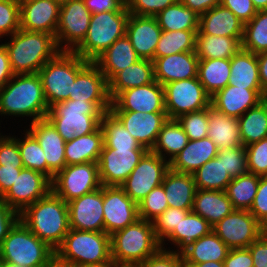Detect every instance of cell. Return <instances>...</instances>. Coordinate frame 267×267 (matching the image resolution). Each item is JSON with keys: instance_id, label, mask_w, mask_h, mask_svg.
Here are the masks:
<instances>
[{"instance_id": "obj_1", "label": "cell", "mask_w": 267, "mask_h": 267, "mask_svg": "<svg viewBox=\"0 0 267 267\" xmlns=\"http://www.w3.org/2000/svg\"><path fill=\"white\" fill-rule=\"evenodd\" d=\"M49 107L38 73L16 74L0 89V116L29 117L32 123L46 118ZM2 120H0V125ZM2 126H0L1 128Z\"/></svg>"}, {"instance_id": "obj_2", "label": "cell", "mask_w": 267, "mask_h": 267, "mask_svg": "<svg viewBox=\"0 0 267 267\" xmlns=\"http://www.w3.org/2000/svg\"><path fill=\"white\" fill-rule=\"evenodd\" d=\"M19 219L53 250L62 244L70 230L68 203L52 190L20 213Z\"/></svg>"}, {"instance_id": "obj_3", "label": "cell", "mask_w": 267, "mask_h": 267, "mask_svg": "<svg viewBox=\"0 0 267 267\" xmlns=\"http://www.w3.org/2000/svg\"><path fill=\"white\" fill-rule=\"evenodd\" d=\"M0 42L8 51L11 69L15 75L38 73L60 52L55 36L44 32L19 29L4 43Z\"/></svg>"}, {"instance_id": "obj_4", "label": "cell", "mask_w": 267, "mask_h": 267, "mask_svg": "<svg viewBox=\"0 0 267 267\" xmlns=\"http://www.w3.org/2000/svg\"><path fill=\"white\" fill-rule=\"evenodd\" d=\"M111 102L65 100L52 105L46 119L65 141L96 131L103 115L110 111Z\"/></svg>"}, {"instance_id": "obj_5", "label": "cell", "mask_w": 267, "mask_h": 267, "mask_svg": "<svg viewBox=\"0 0 267 267\" xmlns=\"http://www.w3.org/2000/svg\"><path fill=\"white\" fill-rule=\"evenodd\" d=\"M55 259L68 266H113L110 235L70 229L55 250Z\"/></svg>"}, {"instance_id": "obj_6", "label": "cell", "mask_w": 267, "mask_h": 267, "mask_svg": "<svg viewBox=\"0 0 267 267\" xmlns=\"http://www.w3.org/2000/svg\"><path fill=\"white\" fill-rule=\"evenodd\" d=\"M110 245L111 259L115 266H136L161 248L154 233L153 222L141 218L111 234Z\"/></svg>"}, {"instance_id": "obj_7", "label": "cell", "mask_w": 267, "mask_h": 267, "mask_svg": "<svg viewBox=\"0 0 267 267\" xmlns=\"http://www.w3.org/2000/svg\"><path fill=\"white\" fill-rule=\"evenodd\" d=\"M0 258L21 267H46L55 259V250L19 219L2 241Z\"/></svg>"}, {"instance_id": "obj_8", "label": "cell", "mask_w": 267, "mask_h": 267, "mask_svg": "<svg viewBox=\"0 0 267 267\" xmlns=\"http://www.w3.org/2000/svg\"><path fill=\"white\" fill-rule=\"evenodd\" d=\"M89 63L78 54L60 51L38 72L48 107L69 99L76 75Z\"/></svg>"}, {"instance_id": "obj_9", "label": "cell", "mask_w": 267, "mask_h": 267, "mask_svg": "<svg viewBox=\"0 0 267 267\" xmlns=\"http://www.w3.org/2000/svg\"><path fill=\"white\" fill-rule=\"evenodd\" d=\"M129 14L127 6L122 11L92 14L87 35L73 52L94 62L117 39L126 35Z\"/></svg>"}, {"instance_id": "obj_10", "label": "cell", "mask_w": 267, "mask_h": 267, "mask_svg": "<svg viewBox=\"0 0 267 267\" xmlns=\"http://www.w3.org/2000/svg\"><path fill=\"white\" fill-rule=\"evenodd\" d=\"M52 191L66 203L102 187L98 163L65 166L51 181Z\"/></svg>"}, {"instance_id": "obj_11", "label": "cell", "mask_w": 267, "mask_h": 267, "mask_svg": "<svg viewBox=\"0 0 267 267\" xmlns=\"http://www.w3.org/2000/svg\"><path fill=\"white\" fill-rule=\"evenodd\" d=\"M164 100L168 119H177L181 115L206 109L211 105V97L198 77L165 84Z\"/></svg>"}, {"instance_id": "obj_12", "label": "cell", "mask_w": 267, "mask_h": 267, "mask_svg": "<svg viewBox=\"0 0 267 267\" xmlns=\"http://www.w3.org/2000/svg\"><path fill=\"white\" fill-rule=\"evenodd\" d=\"M91 15L83 0L61 2L55 35L60 51L73 52L83 42L88 32Z\"/></svg>"}, {"instance_id": "obj_13", "label": "cell", "mask_w": 267, "mask_h": 267, "mask_svg": "<svg viewBox=\"0 0 267 267\" xmlns=\"http://www.w3.org/2000/svg\"><path fill=\"white\" fill-rule=\"evenodd\" d=\"M169 169L170 164L166 159L149 150L120 187L138 204L150 191L162 185Z\"/></svg>"}, {"instance_id": "obj_14", "label": "cell", "mask_w": 267, "mask_h": 267, "mask_svg": "<svg viewBox=\"0 0 267 267\" xmlns=\"http://www.w3.org/2000/svg\"><path fill=\"white\" fill-rule=\"evenodd\" d=\"M212 230L230 249L247 248L266 231L248 210H233Z\"/></svg>"}, {"instance_id": "obj_15", "label": "cell", "mask_w": 267, "mask_h": 267, "mask_svg": "<svg viewBox=\"0 0 267 267\" xmlns=\"http://www.w3.org/2000/svg\"><path fill=\"white\" fill-rule=\"evenodd\" d=\"M51 190V180L46 175L29 168H22L15 182L0 201L20 214Z\"/></svg>"}, {"instance_id": "obj_16", "label": "cell", "mask_w": 267, "mask_h": 267, "mask_svg": "<svg viewBox=\"0 0 267 267\" xmlns=\"http://www.w3.org/2000/svg\"><path fill=\"white\" fill-rule=\"evenodd\" d=\"M148 151V149H112L103 146L98 160L101 184L120 186Z\"/></svg>"}, {"instance_id": "obj_17", "label": "cell", "mask_w": 267, "mask_h": 267, "mask_svg": "<svg viewBox=\"0 0 267 267\" xmlns=\"http://www.w3.org/2000/svg\"><path fill=\"white\" fill-rule=\"evenodd\" d=\"M105 232L120 231L139 219L138 204L120 186H103Z\"/></svg>"}, {"instance_id": "obj_18", "label": "cell", "mask_w": 267, "mask_h": 267, "mask_svg": "<svg viewBox=\"0 0 267 267\" xmlns=\"http://www.w3.org/2000/svg\"><path fill=\"white\" fill-rule=\"evenodd\" d=\"M110 111L166 112L164 86L155 81L126 89L111 101Z\"/></svg>"}, {"instance_id": "obj_19", "label": "cell", "mask_w": 267, "mask_h": 267, "mask_svg": "<svg viewBox=\"0 0 267 267\" xmlns=\"http://www.w3.org/2000/svg\"><path fill=\"white\" fill-rule=\"evenodd\" d=\"M70 229L105 232L103 185L101 188L68 202Z\"/></svg>"}, {"instance_id": "obj_20", "label": "cell", "mask_w": 267, "mask_h": 267, "mask_svg": "<svg viewBox=\"0 0 267 267\" xmlns=\"http://www.w3.org/2000/svg\"><path fill=\"white\" fill-rule=\"evenodd\" d=\"M20 29L56 35L61 1L19 0Z\"/></svg>"}, {"instance_id": "obj_21", "label": "cell", "mask_w": 267, "mask_h": 267, "mask_svg": "<svg viewBox=\"0 0 267 267\" xmlns=\"http://www.w3.org/2000/svg\"><path fill=\"white\" fill-rule=\"evenodd\" d=\"M27 130L37 139L44 151L47 161V177L52 181L54 176L65 166V140L54 126L45 118L37 120Z\"/></svg>"}, {"instance_id": "obj_22", "label": "cell", "mask_w": 267, "mask_h": 267, "mask_svg": "<svg viewBox=\"0 0 267 267\" xmlns=\"http://www.w3.org/2000/svg\"><path fill=\"white\" fill-rule=\"evenodd\" d=\"M129 133L148 150L154 146L162 125L167 121L166 112L110 111Z\"/></svg>"}, {"instance_id": "obj_23", "label": "cell", "mask_w": 267, "mask_h": 267, "mask_svg": "<svg viewBox=\"0 0 267 267\" xmlns=\"http://www.w3.org/2000/svg\"><path fill=\"white\" fill-rule=\"evenodd\" d=\"M161 33L155 16L129 14L126 36L141 59L154 60Z\"/></svg>"}, {"instance_id": "obj_24", "label": "cell", "mask_w": 267, "mask_h": 267, "mask_svg": "<svg viewBox=\"0 0 267 267\" xmlns=\"http://www.w3.org/2000/svg\"><path fill=\"white\" fill-rule=\"evenodd\" d=\"M155 81L165 85L198 77L199 58L195 52H181L165 57L154 58Z\"/></svg>"}, {"instance_id": "obj_25", "label": "cell", "mask_w": 267, "mask_h": 267, "mask_svg": "<svg viewBox=\"0 0 267 267\" xmlns=\"http://www.w3.org/2000/svg\"><path fill=\"white\" fill-rule=\"evenodd\" d=\"M262 89H246L227 85L211 97V105L223 114L239 118L262 101Z\"/></svg>"}, {"instance_id": "obj_26", "label": "cell", "mask_w": 267, "mask_h": 267, "mask_svg": "<svg viewBox=\"0 0 267 267\" xmlns=\"http://www.w3.org/2000/svg\"><path fill=\"white\" fill-rule=\"evenodd\" d=\"M69 99L73 101L111 102L108 81L94 62H89L76 75Z\"/></svg>"}, {"instance_id": "obj_27", "label": "cell", "mask_w": 267, "mask_h": 267, "mask_svg": "<svg viewBox=\"0 0 267 267\" xmlns=\"http://www.w3.org/2000/svg\"><path fill=\"white\" fill-rule=\"evenodd\" d=\"M244 24L228 8L217 5L199 16V30L196 35L243 37Z\"/></svg>"}, {"instance_id": "obj_28", "label": "cell", "mask_w": 267, "mask_h": 267, "mask_svg": "<svg viewBox=\"0 0 267 267\" xmlns=\"http://www.w3.org/2000/svg\"><path fill=\"white\" fill-rule=\"evenodd\" d=\"M217 154L218 148L209 137L189 140L182 151L169 163L170 169L178 173L193 174Z\"/></svg>"}, {"instance_id": "obj_29", "label": "cell", "mask_w": 267, "mask_h": 267, "mask_svg": "<svg viewBox=\"0 0 267 267\" xmlns=\"http://www.w3.org/2000/svg\"><path fill=\"white\" fill-rule=\"evenodd\" d=\"M140 59L130 39L125 35L117 39L107 48L94 63L99 67L100 71L109 82L118 72L136 63Z\"/></svg>"}, {"instance_id": "obj_30", "label": "cell", "mask_w": 267, "mask_h": 267, "mask_svg": "<svg viewBox=\"0 0 267 267\" xmlns=\"http://www.w3.org/2000/svg\"><path fill=\"white\" fill-rule=\"evenodd\" d=\"M230 248L213 232L188 244L180 253L182 261L188 266L209 261L223 262Z\"/></svg>"}, {"instance_id": "obj_31", "label": "cell", "mask_w": 267, "mask_h": 267, "mask_svg": "<svg viewBox=\"0 0 267 267\" xmlns=\"http://www.w3.org/2000/svg\"><path fill=\"white\" fill-rule=\"evenodd\" d=\"M162 186L169 207L192 210L197 191L193 174L178 173L169 169L164 175Z\"/></svg>"}, {"instance_id": "obj_32", "label": "cell", "mask_w": 267, "mask_h": 267, "mask_svg": "<svg viewBox=\"0 0 267 267\" xmlns=\"http://www.w3.org/2000/svg\"><path fill=\"white\" fill-rule=\"evenodd\" d=\"M208 135L218 150L243 146L239 121L218 111L212 105L208 107Z\"/></svg>"}, {"instance_id": "obj_33", "label": "cell", "mask_w": 267, "mask_h": 267, "mask_svg": "<svg viewBox=\"0 0 267 267\" xmlns=\"http://www.w3.org/2000/svg\"><path fill=\"white\" fill-rule=\"evenodd\" d=\"M155 82L154 63L152 60L140 59L118 72L108 82L111 101L122 91Z\"/></svg>"}, {"instance_id": "obj_34", "label": "cell", "mask_w": 267, "mask_h": 267, "mask_svg": "<svg viewBox=\"0 0 267 267\" xmlns=\"http://www.w3.org/2000/svg\"><path fill=\"white\" fill-rule=\"evenodd\" d=\"M233 210L225 191L197 189L191 211L213 227Z\"/></svg>"}, {"instance_id": "obj_35", "label": "cell", "mask_w": 267, "mask_h": 267, "mask_svg": "<svg viewBox=\"0 0 267 267\" xmlns=\"http://www.w3.org/2000/svg\"><path fill=\"white\" fill-rule=\"evenodd\" d=\"M212 231V226L208 221L198 214L190 211L179 226L161 243V248L180 252L188 244L198 240L202 236L208 235ZM168 241V242H167ZM167 242V243H165ZM168 243L171 244V249ZM174 245V249H172ZM168 247V248H167ZM176 247V248H175Z\"/></svg>"}, {"instance_id": "obj_36", "label": "cell", "mask_w": 267, "mask_h": 267, "mask_svg": "<svg viewBox=\"0 0 267 267\" xmlns=\"http://www.w3.org/2000/svg\"><path fill=\"white\" fill-rule=\"evenodd\" d=\"M103 145L101 127L90 134L66 141L64 150L66 166L86 162L98 163Z\"/></svg>"}, {"instance_id": "obj_37", "label": "cell", "mask_w": 267, "mask_h": 267, "mask_svg": "<svg viewBox=\"0 0 267 267\" xmlns=\"http://www.w3.org/2000/svg\"><path fill=\"white\" fill-rule=\"evenodd\" d=\"M230 64L229 85L246 89H262L256 54L241 48L230 58Z\"/></svg>"}, {"instance_id": "obj_38", "label": "cell", "mask_w": 267, "mask_h": 267, "mask_svg": "<svg viewBox=\"0 0 267 267\" xmlns=\"http://www.w3.org/2000/svg\"><path fill=\"white\" fill-rule=\"evenodd\" d=\"M189 138L176 119H167L157 136L151 152L169 163L188 144Z\"/></svg>"}, {"instance_id": "obj_39", "label": "cell", "mask_w": 267, "mask_h": 267, "mask_svg": "<svg viewBox=\"0 0 267 267\" xmlns=\"http://www.w3.org/2000/svg\"><path fill=\"white\" fill-rule=\"evenodd\" d=\"M242 38L196 35L195 54L199 59H230L241 49Z\"/></svg>"}, {"instance_id": "obj_40", "label": "cell", "mask_w": 267, "mask_h": 267, "mask_svg": "<svg viewBox=\"0 0 267 267\" xmlns=\"http://www.w3.org/2000/svg\"><path fill=\"white\" fill-rule=\"evenodd\" d=\"M230 71V59H199L198 79L210 97L228 85Z\"/></svg>"}, {"instance_id": "obj_41", "label": "cell", "mask_w": 267, "mask_h": 267, "mask_svg": "<svg viewBox=\"0 0 267 267\" xmlns=\"http://www.w3.org/2000/svg\"><path fill=\"white\" fill-rule=\"evenodd\" d=\"M155 18L162 31L199 30V15L179 0L159 12Z\"/></svg>"}, {"instance_id": "obj_42", "label": "cell", "mask_w": 267, "mask_h": 267, "mask_svg": "<svg viewBox=\"0 0 267 267\" xmlns=\"http://www.w3.org/2000/svg\"><path fill=\"white\" fill-rule=\"evenodd\" d=\"M244 147L267 138V108L260 102L238 118Z\"/></svg>"}, {"instance_id": "obj_43", "label": "cell", "mask_w": 267, "mask_h": 267, "mask_svg": "<svg viewBox=\"0 0 267 267\" xmlns=\"http://www.w3.org/2000/svg\"><path fill=\"white\" fill-rule=\"evenodd\" d=\"M104 145L112 149H147L129 133L123 124L109 111L100 122Z\"/></svg>"}, {"instance_id": "obj_44", "label": "cell", "mask_w": 267, "mask_h": 267, "mask_svg": "<svg viewBox=\"0 0 267 267\" xmlns=\"http://www.w3.org/2000/svg\"><path fill=\"white\" fill-rule=\"evenodd\" d=\"M259 184V176L247 172L232 179L225 190L234 210L251 208Z\"/></svg>"}, {"instance_id": "obj_45", "label": "cell", "mask_w": 267, "mask_h": 267, "mask_svg": "<svg viewBox=\"0 0 267 267\" xmlns=\"http://www.w3.org/2000/svg\"><path fill=\"white\" fill-rule=\"evenodd\" d=\"M198 30L162 31L155 49V58L181 52H195Z\"/></svg>"}, {"instance_id": "obj_46", "label": "cell", "mask_w": 267, "mask_h": 267, "mask_svg": "<svg viewBox=\"0 0 267 267\" xmlns=\"http://www.w3.org/2000/svg\"><path fill=\"white\" fill-rule=\"evenodd\" d=\"M197 189L225 191L232 181L225 171L222 160L217 156L210 159L193 173Z\"/></svg>"}, {"instance_id": "obj_47", "label": "cell", "mask_w": 267, "mask_h": 267, "mask_svg": "<svg viewBox=\"0 0 267 267\" xmlns=\"http://www.w3.org/2000/svg\"><path fill=\"white\" fill-rule=\"evenodd\" d=\"M241 48L254 54L267 52V10L257 14L244 24Z\"/></svg>"}, {"instance_id": "obj_48", "label": "cell", "mask_w": 267, "mask_h": 267, "mask_svg": "<svg viewBox=\"0 0 267 267\" xmlns=\"http://www.w3.org/2000/svg\"><path fill=\"white\" fill-rule=\"evenodd\" d=\"M20 132L22 135L18 137V147L24 168H29L47 176V161L37 139L26 128L23 133Z\"/></svg>"}, {"instance_id": "obj_49", "label": "cell", "mask_w": 267, "mask_h": 267, "mask_svg": "<svg viewBox=\"0 0 267 267\" xmlns=\"http://www.w3.org/2000/svg\"><path fill=\"white\" fill-rule=\"evenodd\" d=\"M169 208L162 185L154 188L138 203L139 218L153 222L160 214Z\"/></svg>"}, {"instance_id": "obj_50", "label": "cell", "mask_w": 267, "mask_h": 267, "mask_svg": "<svg viewBox=\"0 0 267 267\" xmlns=\"http://www.w3.org/2000/svg\"><path fill=\"white\" fill-rule=\"evenodd\" d=\"M189 140L206 138L208 135V108L181 115L176 119Z\"/></svg>"}, {"instance_id": "obj_51", "label": "cell", "mask_w": 267, "mask_h": 267, "mask_svg": "<svg viewBox=\"0 0 267 267\" xmlns=\"http://www.w3.org/2000/svg\"><path fill=\"white\" fill-rule=\"evenodd\" d=\"M217 157L222 160L225 171L230 175L231 179L249 172L244 146L220 149Z\"/></svg>"}, {"instance_id": "obj_52", "label": "cell", "mask_w": 267, "mask_h": 267, "mask_svg": "<svg viewBox=\"0 0 267 267\" xmlns=\"http://www.w3.org/2000/svg\"><path fill=\"white\" fill-rule=\"evenodd\" d=\"M20 29L19 0H0V41Z\"/></svg>"}, {"instance_id": "obj_53", "label": "cell", "mask_w": 267, "mask_h": 267, "mask_svg": "<svg viewBox=\"0 0 267 267\" xmlns=\"http://www.w3.org/2000/svg\"><path fill=\"white\" fill-rule=\"evenodd\" d=\"M191 210H181L178 208H167L162 214H160L154 221V233L157 240L162 243L172 232L179 226L182 219Z\"/></svg>"}, {"instance_id": "obj_54", "label": "cell", "mask_w": 267, "mask_h": 267, "mask_svg": "<svg viewBox=\"0 0 267 267\" xmlns=\"http://www.w3.org/2000/svg\"><path fill=\"white\" fill-rule=\"evenodd\" d=\"M248 171L258 176H267V138L245 147Z\"/></svg>"}, {"instance_id": "obj_55", "label": "cell", "mask_w": 267, "mask_h": 267, "mask_svg": "<svg viewBox=\"0 0 267 267\" xmlns=\"http://www.w3.org/2000/svg\"><path fill=\"white\" fill-rule=\"evenodd\" d=\"M2 134L0 129V165L23 166L20 150L18 147V136Z\"/></svg>"}, {"instance_id": "obj_56", "label": "cell", "mask_w": 267, "mask_h": 267, "mask_svg": "<svg viewBox=\"0 0 267 267\" xmlns=\"http://www.w3.org/2000/svg\"><path fill=\"white\" fill-rule=\"evenodd\" d=\"M178 0H126L130 14L139 16H156Z\"/></svg>"}, {"instance_id": "obj_57", "label": "cell", "mask_w": 267, "mask_h": 267, "mask_svg": "<svg viewBox=\"0 0 267 267\" xmlns=\"http://www.w3.org/2000/svg\"><path fill=\"white\" fill-rule=\"evenodd\" d=\"M249 212L267 230V176H259V184Z\"/></svg>"}, {"instance_id": "obj_58", "label": "cell", "mask_w": 267, "mask_h": 267, "mask_svg": "<svg viewBox=\"0 0 267 267\" xmlns=\"http://www.w3.org/2000/svg\"><path fill=\"white\" fill-rule=\"evenodd\" d=\"M182 263L180 252L160 248L154 255L137 264L136 267H180Z\"/></svg>"}, {"instance_id": "obj_59", "label": "cell", "mask_w": 267, "mask_h": 267, "mask_svg": "<svg viewBox=\"0 0 267 267\" xmlns=\"http://www.w3.org/2000/svg\"><path fill=\"white\" fill-rule=\"evenodd\" d=\"M221 5L230 9L243 23H248L256 14L252 0H221Z\"/></svg>"}, {"instance_id": "obj_60", "label": "cell", "mask_w": 267, "mask_h": 267, "mask_svg": "<svg viewBox=\"0 0 267 267\" xmlns=\"http://www.w3.org/2000/svg\"><path fill=\"white\" fill-rule=\"evenodd\" d=\"M247 248L253 258V267H267V230Z\"/></svg>"}, {"instance_id": "obj_61", "label": "cell", "mask_w": 267, "mask_h": 267, "mask_svg": "<svg viewBox=\"0 0 267 267\" xmlns=\"http://www.w3.org/2000/svg\"><path fill=\"white\" fill-rule=\"evenodd\" d=\"M223 263L224 267H253V258L248 248L230 249Z\"/></svg>"}, {"instance_id": "obj_62", "label": "cell", "mask_w": 267, "mask_h": 267, "mask_svg": "<svg viewBox=\"0 0 267 267\" xmlns=\"http://www.w3.org/2000/svg\"><path fill=\"white\" fill-rule=\"evenodd\" d=\"M18 220L19 214L6 203L0 201V246L9 230Z\"/></svg>"}, {"instance_id": "obj_63", "label": "cell", "mask_w": 267, "mask_h": 267, "mask_svg": "<svg viewBox=\"0 0 267 267\" xmlns=\"http://www.w3.org/2000/svg\"><path fill=\"white\" fill-rule=\"evenodd\" d=\"M91 14L105 11H122L126 7V0H83Z\"/></svg>"}, {"instance_id": "obj_64", "label": "cell", "mask_w": 267, "mask_h": 267, "mask_svg": "<svg viewBox=\"0 0 267 267\" xmlns=\"http://www.w3.org/2000/svg\"><path fill=\"white\" fill-rule=\"evenodd\" d=\"M22 168L24 166L0 165V198L13 185Z\"/></svg>"}, {"instance_id": "obj_65", "label": "cell", "mask_w": 267, "mask_h": 267, "mask_svg": "<svg viewBox=\"0 0 267 267\" xmlns=\"http://www.w3.org/2000/svg\"><path fill=\"white\" fill-rule=\"evenodd\" d=\"M10 65L9 54L5 46L0 43V89L14 76Z\"/></svg>"}, {"instance_id": "obj_66", "label": "cell", "mask_w": 267, "mask_h": 267, "mask_svg": "<svg viewBox=\"0 0 267 267\" xmlns=\"http://www.w3.org/2000/svg\"><path fill=\"white\" fill-rule=\"evenodd\" d=\"M184 6L194 11L197 15L206 13L208 10L221 4V0H179Z\"/></svg>"}, {"instance_id": "obj_67", "label": "cell", "mask_w": 267, "mask_h": 267, "mask_svg": "<svg viewBox=\"0 0 267 267\" xmlns=\"http://www.w3.org/2000/svg\"><path fill=\"white\" fill-rule=\"evenodd\" d=\"M261 88L267 89V52L257 54Z\"/></svg>"}, {"instance_id": "obj_68", "label": "cell", "mask_w": 267, "mask_h": 267, "mask_svg": "<svg viewBox=\"0 0 267 267\" xmlns=\"http://www.w3.org/2000/svg\"><path fill=\"white\" fill-rule=\"evenodd\" d=\"M192 267H224L223 262L209 261L205 263L195 264Z\"/></svg>"}, {"instance_id": "obj_69", "label": "cell", "mask_w": 267, "mask_h": 267, "mask_svg": "<svg viewBox=\"0 0 267 267\" xmlns=\"http://www.w3.org/2000/svg\"><path fill=\"white\" fill-rule=\"evenodd\" d=\"M254 7L259 10H267V0H252Z\"/></svg>"}, {"instance_id": "obj_70", "label": "cell", "mask_w": 267, "mask_h": 267, "mask_svg": "<svg viewBox=\"0 0 267 267\" xmlns=\"http://www.w3.org/2000/svg\"><path fill=\"white\" fill-rule=\"evenodd\" d=\"M46 267H70L68 265L62 264L60 262H58L56 259H54L49 265H47Z\"/></svg>"}, {"instance_id": "obj_71", "label": "cell", "mask_w": 267, "mask_h": 267, "mask_svg": "<svg viewBox=\"0 0 267 267\" xmlns=\"http://www.w3.org/2000/svg\"><path fill=\"white\" fill-rule=\"evenodd\" d=\"M1 267H21L17 264L11 263L9 261H2L1 260Z\"/></svg>"}, {"instance_id": "obj_72", "label": "cell", "mask_w": 267, "mask_h": 267, "mask_svg": "<svg viewBox=\"0 0 267 267\" xmlns=\"http://www.w3.org/2000/svg\"><path fill=\"white\" fill-rule=\"evenodd\" d=\"M265 107L267 108V89H265L262 93V101H261Z\"/></svg>"}, {"instance_id": "obj_73", "label": "cell", "mask_w": 267, "mask_h": 267, "mask_svg": "<svg viewBox=\"0 0 267 267\" xmlns=\"http://www.w3.org/2000/svg\"><path fill=\"white\" fill-rule=\"evenodd\" d=\"M71 267H112V266H71Z\"/></svg>"}, {"instance_id": "obj_74", "label": "cell", "mask_w": 267, "mask_h": 267, "mask_svg": "<svg viewBox=\"0 0 267 267\" xmlns=\"http://www.w3.org/2000/svg\"><path fill=\"white\" fill-rule=\"evenodd\" d=\"M180 267H191V266H188V265L182 263V264L180 265Z\"/></svg>"}, {"instance_id": "obj_75", "label": "cell", "mask_w": 267, "mask_h": 267, "mask_svg": "<svg viewBox=\"0 0 267 267\" xmlns=\"http://www.w3.org/2000/svg\"><path fill=\"white\" fill-rule=\"evenodd\" d=\"M112 267H136V266H115V265H113Z\"/></svg>"}]
</instances>
